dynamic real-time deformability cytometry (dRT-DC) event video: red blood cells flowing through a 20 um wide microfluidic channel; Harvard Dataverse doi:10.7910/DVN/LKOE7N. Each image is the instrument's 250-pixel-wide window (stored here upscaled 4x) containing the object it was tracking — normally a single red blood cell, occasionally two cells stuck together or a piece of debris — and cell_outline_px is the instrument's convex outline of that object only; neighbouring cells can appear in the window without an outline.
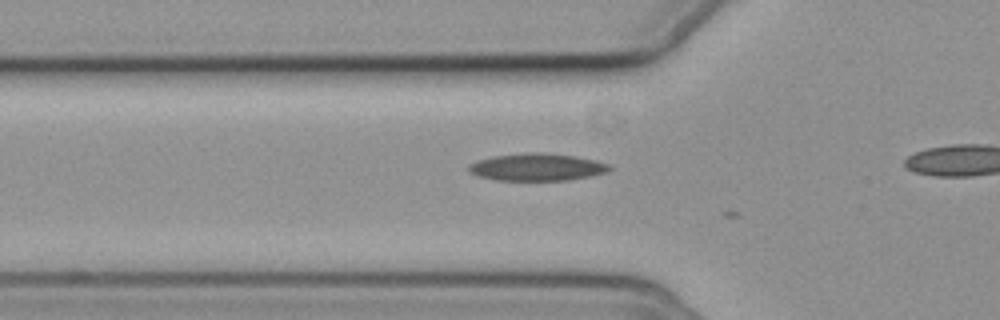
{"species": "common noctule bat (a hibernating species)", "species_latin": "Nyctalus noctula", "temperature_condition": "cold", "stored_images_in_passage": 9, "camera_frame_rate_fps": 3000, "um_per_image_px": 0.085, "animal": {"sex": "female", "body_mass_g": 19.3, "forearm_length_mm": 54.1}, "frame": {"image": 1, "passage_image": 3, "time_ms": 0.667, "image_size_px": [1000, 320], "cell_outline_px": [[612, 168], [608, 172], [568, 180], [496, 180], [476, 176], [468, 172], [468, 164], [476, 160], [492, 156], [524, 152], [544, 152], [576, 156], [596, 160], [608, 164]], "centroid_in_image_um": [45.59, 14.19], "position_along_channel_um": 80.2, "area_um2": 22.72}}
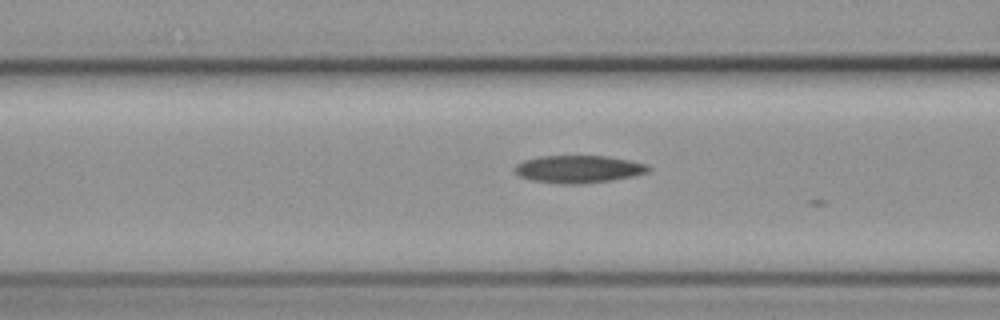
{"frame": {"image": 2, "passage_image": 6, "time_ms": 1.667, "image_size_px": [1000, 320], "cell_outline_px": [[652, 168], [648, 172], [636, 176], [608, 180], [572, 184], [568, 184], [532, 180], [520, 176], [512, 168], [516, 164], [524, 160], [540, 156], [608, 156], [632, 160], [648, 164]], "centroid_in_image_um": [49.22, 14.35], "position_along_channel_um": 117.4, "area_um2": 21.39}}